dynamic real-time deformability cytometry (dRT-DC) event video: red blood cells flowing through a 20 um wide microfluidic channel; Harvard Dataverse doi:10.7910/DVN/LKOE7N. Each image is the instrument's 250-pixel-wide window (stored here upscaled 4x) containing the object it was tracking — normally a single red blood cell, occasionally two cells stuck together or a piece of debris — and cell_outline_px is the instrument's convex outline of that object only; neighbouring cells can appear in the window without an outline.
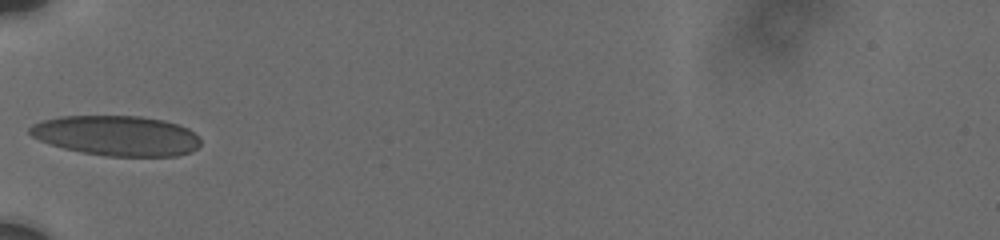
{"species": "human", "species_latin": "Homo sapiens", "temperature_condition": "cold", "stored_images_in_passage": 5, "camera_frame_rate_fps": 3000, "um_per_image_px": 0.085, "donor": {"sex": "male"}, "frame": {"image": 1, "passage_image": 1, "time_ms": 0.0, "image_size_px": [1000, 240], "cell_outline_px": [[200, 144], [192, 152], [176, 156], [108, 156], [80, 152], [64, 148], [40, 140], [32, 136], [28, 132], [28, 128], [32, 124], [44, 120], [60, 116], [140, 116], [164, 120], [180, 124], [188, 128], [200, 136]], "centroid_in_image_um": [9.95, 11.53], "position_along_channel_um": 75.1, "area_um2": 40.11}}
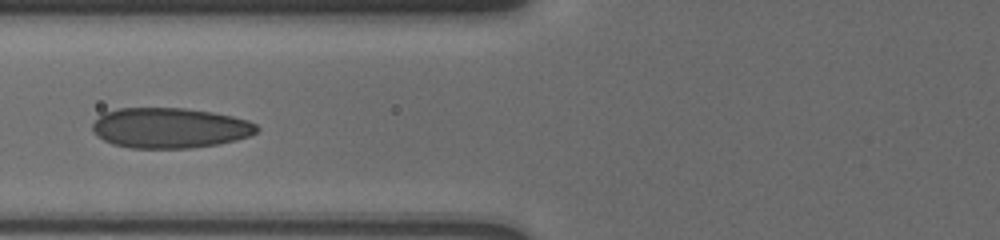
{"frame": {"image": 2, "passage_image": 3, "time_ms": 1.0, "image_size_px": [1000, 240], "cell_outline_px": [[260, 128], [256, 132], [248, 136], [236, 140], [216, 144], [192, 148], [132, 148], [112, 144], [96, 136], [92, 132], [92, 124], [104, 112], [116, 108], [184, 108], [212, 112], [232, 116], [248, 120], [256, 124]], "centroid_in_image_um": [14.41, 10.87], "position_along_channel_um": 111.4, "area_um2": 38.73}}